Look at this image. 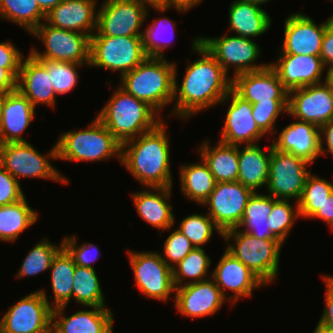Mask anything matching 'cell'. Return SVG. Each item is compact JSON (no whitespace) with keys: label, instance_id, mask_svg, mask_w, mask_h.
<instances>
[{"label":"cell","instance_id":"6da1fadb","mask_svg":"<svg viewBox=\"0 0 333 333\" xmlns=\"http://www.w3.org/2000/svg\"><path fill=\"white\" fill-rule=\"evenodd\" d=\"M192 50L200 56L186 68V73L179 86L177 66L174 72V110L170 115L187 119L204 109L219 104L231 90L232 78L223 70L217 60L199 43V38L193 39ZM176 100V101H175Z\"/></svg>","mask_w":333,"mask_h":333},{"label":"cell","instance_id":"7a4b0ae2","mask_svg":"<svg viewBox=\"0 0 333 333\" xmlns=\"http://www.w3.org/2000/svg\"><path fill=\"white\" fill-rule=\"evenodd\" d=\"M162 121L154 129L121 144V161L145 187H172L169 136Z\"/></svg>","mask_w":333,"mask_h":333},{"label":"cell","instance_id":"3957f363","mask_svg":"<svg viewBox=\"0 0 333 333\" xmlns=\"http://www.w3.org/2000/svg\"><path fill=\"white\" fill-rule=\"evenodd\" d=\"M96 117L121 144L163 121L147 102L128 94L120 86Z\"/></svg>","mask_w":333,"mask_h":333},{"label":"cell","instance_id":"277c9868","mask_svg":"<svg viewBox=\"0 0 333 333\" xmlns=\"http://www.w3.org/2000/svg\"><path fill=\"white\" fill-rule=\"evenodd\" d=\"M176 63L165 57H147L132 71L121 77V88L135 98L147 102L159 114L173 102Z\"/></svg>","mask_w":333,"mask_h":333},{"label":"cell","instance_id":"5b68a950","mask_svg":"<svg viewBox=\"0 0 333 333\" xmlns=\"http://www.w3.org/2000/svg\"><path fill=\"white\" fill-rule=\"evenodd\" d=\"M55 143L57 160L92 162L116 155L121 161V143L97 117L87 129L66 131Z\"/></svg>","mask_w":333,"mask_h":333},{"label":"cell","instance_id":"8992f818","mask_svg":"<svg viewBox=\"0 0 333 333\" xmlns=\"http://www.w3.org/2000/svg\"><path fill=\"white\" fill-rule=\"evenodd\" d=\"M226 250L247 266L265 285L277 278L279 271L280 249L283 245L279 240L259 239L248 232L233 228L223 232Z\"/></svg>","mask_w":333,"mask_h":333},{"label":"cell","instance_id":"52a82bcc","mask_svg":"<svg viewBox=\"0 0 333 333\" xmlns=\"http://www.w3.org/2000/svg\"><path fill=\"white\" fill-rule=\"evenodd\" d=\"M147 57L143 36L90 37L89 66L120 71L122 77Z\"/></svg>","mask_w":333,"mask_h":333},{"label":"cell","instance_id":"ba28073f","mask_svg":"<svg viewBox=\"0 0 333 333\" xmlns=\"http://www.w3.org/2000/svg\"><path fill=\"white\" fill-rule=\"evenodd\" d=\"M48 159H57L56 143L46 156L39 153L29 142L0 144V165L17 181L20 177H32L68 183V179L63 177Z\"/></svg>","mask_w":333,"mask_h":333},{"label":"cell","instance_id":"9c48e42d","mask_svg":"<svg viewBox=\"0 0 333 333\" xmlns=\"http://www.w3.org/2000/svg\"><path fill=\"white\" fill-rule=\"evenodd\" d=\"M31 34L42 41L45 52L31 49L35 59L87 64L89 66L90 37L77 31L55 28L45 21ZM38 50V51H37Z\"/></svg>","mask_w":333,"mask_h":333},{"label":"cell","instance_id":"30bf717a","mask_svg":"<svg viewBox=\"0 0 333 333\" xmlns=\"http://www.w3.org/2000/svg\"><path fill=\"white\" fill-rule=\"evenodd\" d=\"M101 5L92 36H143L139 29L148 17L147 7L152 5L142 0H105Z\"/></svg>","mask_w":333,"mask_h":333},{"label":"cell","instance_id":"8fae6325","mask_svg":"<svg viewBox=\"0 0 333 333\" xmlns=\"http://www.w3.org/2000/svg\"><path fill=\"white\" fill-rule=\"evenodd\" d=\"M310 163L290 152L274 149L272 146L269 177L266 189L275 199H297L299 201L307 177L311 173L307 169Z\"/></svg>","mask_w":333,"mask_h":333},{"label":"cell","instance_id":"7c38bea8","mask_svg":"<svg viewBox=\"0 0 333 333\" xmlns=\"http://www.w3.org/2000/svg\"><path fill=\"white\" fill-rule=\"evenodd\" d=\"M51 302L45 290L21 298L0 320V333H45L52 325Z\"/></svg>","mask_w":333,"mask_h":333},{"label":"cell","instance_id":"4fadbf2b","mask_svg":"<svg viewBox=\"0 0 333 333\" xmlns=\"http://www.w3.org/2000/svg\"><path fill=\"white\" fill-rule=\"evenodd\" d=\"M137 289L146 297L167 301L175 291L172 268L158 252L127 251Z\"/></svg>","mask_w":333,"mask_h":333},{"label":"cell","instance_id":"5bb4252c","mask_svg":"<svg viewBox=\"0 0 333 333\" xmlns=\"http://www.w3.org/2000/svg\"><path fill=\"white\" fill-rule=\"evenodd\" d=\"M199 43L217 60L227 74L231 64L235 68L234 76L244 72L258 71L268 65H256L260 47L252 38L225 34L218 38L200 36Z\"/></svg>","mask_w":333,"mask_h":333},{"label":"cell","instance_id":"9a60e30c","mask_svg":"<svg viewBox=\"0 0 333 333\" xmlns=\"http://www.w3.org/2000/svg\"><path fill=\"white\" fill-rule=\"evenodd\" d=\"M254 192L240 182H217L209 197L201 206H207L208 215L223 233L237 228L248 199Z\"/></svg>","mask_w":333,"mask_h":333},{"label":"cell","instance_id":"2e32d148","mask_svg":"<svg viewBox=\"0 0 333 333\" xmlns=\"http://www.w3.org/2000/svg\"><path fill=\"white\" fill-rule=\"evenodd\" d=\"M288 115L321 127L333 121V90L326 82L289 91Z\"/></svg>","mask_w":333,"mask_h":333},{"label":"cell","instance_id":"e0dca14e","mask_svg":"<svg viewBox=\"0 0 333 333\" xmlns=\"http://www.w3.org/2000/svg\"><path fill=\"white\" fill-rule=\"evenodd\" d=\"M231 89L251 104L258 102H288L289 91L275 70L268 64L258 71L244 72L232 77Z\"/></svg>","mask_w":333,"mask_h":333},{"label":"cell","instance_id":"ac0fdd59","mask_svg":"<svg viewBox=\"0 0 333 333\" xmlns=\"http://www.w3.org/2000/svg\"><path fill=\"white\" fill-rule=\"evenodd\" d=\"M284 24L280 54L320 55L325 29L331 24L330 17L318 26L311 17L298 12L285 19Z\"/></svg>","mask_w":333,"mask_h":333},{"label":"cell","instance_id":"d6986e66","mask_svg":"<svg viewBox=\"0 0 333 333\" xmlns=\"http://www.w3.org/2000/svg\"><path fill=\"white\" fill-rule=\"evenodd\" d=\"M174 300L179 314L194 319L215 314L226 302L212 277L175 288Z\"/></svg>","mask_w":333,"mask_h":333},{"label":"cell","instance_id":"ffe728a7","mask_svg":"<svg viewBox=\"0 0 333 333\" xmlns=\"http://www.w3.org/2000/svg\"><path fill=\"white\" fill-rule=\"evenodd\" d=\"M229 98L231 103L226 113L220 141L235 146H240L242 143L256 145V141L265 134L253 118L252 104L243 100L232 89L220 103H225Z\"/></svg>","mask_w":333,"mask_h":333},{"label":"cell","instance_id":"44dd1931","mask_svg":"<svg viewBox=\"0 0 333 333\" xmlns=\"http://www.w3.org/2000/svg\"><path fill=\"white\" fill-rule=\"evenodd\" d=\"M211 274L223 297L234 305L242 297H251L253 290L265 286L247 266L226 249ZM226 290L233 292L229 298L225 293Z\"/></svg>","mask_w":333,"mask_h":333},{"label":"cell","instance_id":"7402d4cb","mask_svg":"<svg viewBox=\"0 0 333 333\" xmlns=\"http://www.w3.org/2000/svg\"><path fill=\"white\" fill-rule=\"evenodd\" d=\"M279 55L277 62L268 64L275 70L288 91L322 82L325 66L320 56Z\"/></svg>","mask_w":333,"mask_h":333},{"label":"cell","instance_id":"603a6c76","mask_svg":"<svg viewBox=\"0 0 333 333\" xmlns=\"http://www.w3.org/2000/svg\"><path fill=\"white\" fill-rule=\"evenodd\" d=\"M97 0H63L45 18L55 28L77 31L92 36L97 29Z\"/></svg>","mask_w":333,"mask_h":333},{"label":"cell","instance_id":"cb8c5ba5","mask_svg":"<svg viewBox=\"0 0 333 333\" xmlns=\"http://www.w3.org/2000/svg\"><path fill=\"white\" fill-rule=\"evenodd\" d=\"M67 306L52 310V327L59 333H112L113 313L106 307L89 306L92 310H81L66 317Z\"/></svg>","mask_w":333,"mask_h":333},{"label":"cell","instance_id":"d4e9b609","mask_svg":"<svg viewBox=\"0 0 333 333\" xmlns=\"http://www.w3.org/2000/svg\"><path fill=\"white\" fill-rule=\"evenodd\" d=\"M277 137L272 141L274 149L290 152L310 164L321 155L319 127L312 123L300 120L290 123Z\"/></svg>","mask_w":333,"mask_h":333},{"label":"cell","instance_id":"484cf974","mask_svg":"<svg viewBox=\"0 0 333 333\" xmlns=\"http://www.w3.org/2000/svg\"><path fill=\"white\" fill-rule=\"evenodd\" d=\"M17 90L35 107L46 104L55 108L56 94L46 67L31 54L23 59L17 77Z\"/></svg>","mask_w":333,"mask_h":333},{"label":"cell","instance_id":"4316f807","mask_svg":"<svg viewBox=\"0 0 333 333\" xmlns=\"http://www.w3.org/2000/svg\"><path fill=\"white\" fill-rule=\"evenodd\" d=\"M35 107L18 90L8 93L0 118V144L27 142L22 137L34 118Z\"/></svg>","mask_w":333,"mask_h":333},{"label":"cell","instance_id":"83f0119b","mask_svg":"<svg viewBox=\"0 0 333 333\" xmlns=\"http://www.w3.org/2000/svg\"><path fill=\"white\" fill-rule=\"evenodd\" d=\"M149 190L132 194L137 213L152 227L169 230L176 221L169 202L172 187H149Z\"/></svg>","mask_w":333,"mask_h":333},{"label":"cell","instance_id":"f1b7e54d","mask_svg":"<svg viewBox=\"0 0 333 333\" xmlns=\"http://www.w3.org/2000/svg\"><path fill=\"white\" fill-rule=\"evenodd\" d=\"M239 147L237 181L253 192H257V189L266 186L268 182L272 144L267 154L259 144L246 145L242 149Z\"/></svg>","mask_w":333,"mask_h":333},{"label":"cell","instance_id":"f546056e","mask_svg":"<svg viewBox=\"0 0 333 333\" xmlns=\"http://www.w3.org/2000/svg\"><path fill=\"white\" fill-rule=\"evenodd\" d=\"M271 18L260 6L246 0H234L229 8V29L244 38L264 34L271 26Z\"/></svg>","mask_w":333,"mask_h":333},{"label":"cell","instance_id":"4dcf8cb0","mask_svg":"<svg viewBox=\"0 0 333 333\" xmlns=\"http://www.w3.org/2000/svg\"><path fill=\"white\" fill-rule=\"evenodd\" d=\"M204 141L197 149L200 158L208 165L216 182H237L238 146L219 141L213 147Z\"/></svg>","mask_w":333,"mask_h":333},{"label":"cell","instance_id":"1f68e13d","mask_svg":"<svg viewBox=\"0 0 333 333\" xmlns=\"http://www.w3.org/2000/svg\"><path fill=\"white\" fill-rule=\"evenodd\" d=\"M273 208V197L254 192L248 199L242 220L237 228L259 239L278 240L270 231L268 216ZM246 227V230H242Z\"/></svg>","mask_w":333,"mask_h":333},{"label":"cell","instance_id":"d6a6232c","mask_svg":"<svg viewBox=\"0 0 333 333\" xmlns=\"http://www.w3.org/2000/svg\"><path fill=\"white\" fill-rule=\"evenodd\" d=\"M202 163L186 164L180 169V188L185 197L202 205L216 185V180L208 165Z\"/></svg>","mask_w":333,"mask_h":333},{"label":"cell","instance_id":"836d02e7","mask_svg":"<svg viewBox=\"0 0 333 333\" xmlns=\"http://www.w3.org/2000/svg\"><path fill=\"white\" fill-rule=\"evenodd\" d=\"M75 267L72 256L62 247L54 256L50 267L51 288L54 294V303L51 305L53 309L67 306L72 299Z\"/></svg>","mask_w":333,"mask_h":333},{"label":"cell","instance_id":"e575fe53","mask_svg":"<svg viewBox=\"0 0 333 333\" xmlns=\"http://www.w3.org/2000/svg\"><path fill=\"white\" fill-rule=\"evenodd\" d=\"M26 197L18 202L0 206V240L13 242L38 220V214L27 203Z\"/></svg>","mask_w":333,"mask_h":333},{"label":"cell","instance_id":"d590c367","mask_svg":"<svg viewBox=\"0 0 333 333\" xmlns=\"http://www.w3.org/2000/svg\"><path fill=\"white\" fill-rule=\"evenodd\" d=\"M0 18L11 20L32 33L45 21L46 15L36 0H0Z\"/></svg>","mask_w":333,"mask_h":333},{"label":"cell","instance_id":"8d00e7d4","mask_svg":"<svg viewBox=\"0 0 333 333\" xmlns=\"http://www.w3.org/2000/svg\"><path fill=\"white\" fill-rule=\"evenodd\" d=\"M72 298L81 305L105 307L104 295L95 269L75 267Z\"/></svg>","mask_w":333,"mask_h":333},{"label":"cell","instance_id":"74e56055","mask_svg":"<svg viewBox=\"0 0 333 333\" xmlns=\"http://www.w3.org/2000/svg\"><path fill=\"white\" fill-rule=\"evenodd\" d=\"M211 265V259L205 253L203 248H194L183 260L172 268L173 284L175 288L188 283H195L208 278V267ZM205 276V277H204ZM192 279L189 282H183L184 279Z\"/></svg>","mask_w":333,"mask_h":333},{"label":"cell","instance_id":"f35d334b","mask_svg":"<svg viewBox=\"0 0 333 333\" xmlns=\"http://www.w3.org/2000/svg\"><path fill=\"white\" fill-rule=\"evenodd\" d=\"M332 191L333 183L310 173L297 202L300 217L311 219Z\"/></svg>","mask_w":333,"mask_h":333},{"label":"cell","instance_id":"ab89813d","mask_svg":"<svg viewBox=\"0 0 333 333\" xmlns=\"http://www.w3.org/2000/svg\"><path fill=\"white\" fill-rule=\"evenodd\" d=\"M62 247L63 241L57 246V244H53L47 238H44L33 246L25 257L16 278L37 275L50 269L54 256Z\"/></svg>","mask_w":333,"mask_h":333},{"label":"cell","instance_id":"60d3db41","mask_svg":"<svg viewBox=\"0 0 333 333\" xmlns=\"http://www.w3.org/2000/svg\"><path fill=\"white\" fill-rule=\"evenodd\" d=\"M294 207L290 204V200L273 198V208L267 219L271 233L281 243L285 242L293 224L300 217L297 202Z\"/></svg>","mask_w":333,"mask_h":333},{"label":"cell","instance_id":"b9f144b4","mask_svg":"<svg viewBox=\"0 0 333 333\" xmlns=\"http://www.w3.org/2000/svg\"><path fill=\"white\" fill-rule=\"evenodd\" d=\"M214 229L222 237L223 233L208 214L188 215L178 227V230L191 241L195 248H202L211 239Z\"/></svg>","mask_w":333,"mask_h":333},{"label":"cell","instance_id":"7bdbcfd3","mask_svg":"<svg viewBox=\"0 0 333 333\" xmlns=\"http://www.w3.org/2000/svg\"><path fill=\"white\" fill-rule=\"evenodd\" d=\"M175 27L176 21L167 17L154 19L153 23L143 32L144 49L148 57H165L162 53L168 47V44L170 45L171 38H164L163 31L167 30L170 37L173 38Z\"/></svg>","mask_w":333,"mask_h":333},{"label":"cell","instance_id":"ee69618b","mask_svg":"<svg viewBox=\"0 0 333 333\" xmlns=\"http://www.w3.org/2000/svg\"><path fill=\"white\" fill-rule=\"evenodd\" d=\"M37 60L46 67L54 92L60 95L74 89L79 79L77 68L78 66L82 67V65H86L46 59Z\"/></svg>","mask_w":333,"mask_h":333},{"label":"cell","instance_id":"f6af8a7d","mask_svg":"<svg viewBox=\"0 0 333 333\" xmlns=\"http://www.w3.org/2000/svg\"><path fill=\"white\" fill-rule=\"evenodd\" d=\"M252 115L259 127L264 133L272 132L274 135L275 121L281 115V112L288 114V102H258L252 104Z\"/></svg>","mask_w":333,"mask_h":333},{"label":"cell","instance_id":"bcb514c9","mask_svg":"<svg viewBox=\"0 0 333 333\" xmlns=\"http://www.w3.org/2000/svg\"><path fill=\"white\" fill-rule=\"evenodd\" d=\"M195 247L178 229L168 235L164 243L162 260L171 268L183 260ZM174 264V265H173Z\"/></svg>","mask_w":333,"mask_h":333},{"label":"cell","instance_id":"7dc6e473","mask_svg":"<svg viewBox=\"0 0 333 333\" xmlns=\"http://www.w3.org/2000/svg\"><path fill=\"white\" fill-rule=\"evenodd\" d=\"M76 236H65L63 239V247L72 256L76 266L94 269L93 265L96 262L98 255V247L92 243H83L77 246Z\"/></svg>","mask_w":333,"mask_h":333},{"label":"cell","instance_id":"c3c4849f","mask_svg":"<svg viewBox=\"0 0 333 333\" xmlns=\"http://www.w3.org/2000/svg\"><path fill=\"white\" fill-rule=\"evenodd\" d=\"M17 181L0 165V206L18 202L25 197Z\"/></svg>","mask_w":333,"mask_h":333},{"label":"cell","instance_id":"681fc988","mask_svg":"<svg viewBox=\"0 0 333 333\" xmlns=\"http://www.w3.org/2000/svg\"><path fill=\"white\" fill-rule=\"evenodd\" d=\"M22 58L20 51L13 43L0 42V67L20 68Z\"/></svg>","mask_w":333,"mask_h":333},{"label":"cell","instance_id":"f907efd6","mask_svg":"<svg viewBox=\"0 0 333 333\" xmlns=\"http://www.w3.org/2000/svg\"><path fill=\"white\" fill-rule=\"evenodd\" d=\"M322 278L326 286V295H324L326 305L318 323L333 331V276L323 275Z\"/></svg>","mask_w":333,"mask_h":333},{"label":"cell","instance_id":"816d5d0a","mask_svg":"<svg viewBox=\"0 0 333 333\" xmlns=\"http://www.w3.org/2000/svg\"><path fill=\"white\" fill-rule=\"evenodd\" d=\"M20 68L0 67V93L8 94L17 90V77Z\"/></svg>","mask_w":333,"mask_h":333},{"label":"cell","instance_id":"f5cc1de1","mask_svg":"<svg viewBox=\"0 0 333 333\" xmlns=\"http://www.w3.org/2000/svg\"><path fill=\"white\" fill-rule=\"evenodd\" d=\"M320 58L324 66L333 64V25L330 24L324 32L322 38V47L320 52Z\"/></svg>","mask_w":333,"mask_h":333},{"label":"cell","instance_id":"db71d44e","mask_svg":"<svg viewBox=\"0 0 333 333\" xmlns=\"http://www.w3.org/2000/svg\"><path fill=\"white\" fill-rule=\"evenodd\" d=\"M201 1L202 0H163V6L152 5V7L158 12H165L173 6L178 12L183 13L190 10L192 7L197 6Z\"/></svg>","mask_w":333,"mask_h":333},{"label":"cell","instance_id":"11a10c76","mask_svg":"<svg viewBox=\"0 0 333 333\" xmlns=\"http://www.w3.org/2000/svg\"><path fill=\"white\" fill-rule=\"evenodd\" d=\"M311 218L322 219L333 229V191Z\"/></svg>","mask_w":333,"mask_h":333},{"label":"cell","instance_id":"9f6ffc18","mask_svg":"<svg viewBox=\"0 0 333 333\" xmlns=\"http://www.w3.org/2000/svg\"><path fill=\"white\" fill-rule=\"evenodd\" d=\"M320 131V150L321 154L331 153L333 155V121L319 128ZM327 142V150L323 148L324 142ZM327 151V152H326Z\"/></svg>","mask_w":333,"mask_h":333},{"label":"cell","instance_id":"6f0895ef","mask_svg":"<svg viewBox=\"0 0 333 333\" xmlns=\"http://www.w3.org/2000/svg\"><path fill=\"white\" fill-rule=\"evenodd\" d=\"M41 11L47 15L55 6L63 0H36Z\"/></svg>","mask_w":333,"mask_h":333},{"label":"cell","instance_id":"680465c9","mask_svg":"<svg viewBox=\"0 0 333 333\" xmlns=\"http://www.w3.org/2000/svg\"><path fill=\"white\" fill-rule=\"evenodd\" d=\"M328 71L326 73L325 82L329 85V87L333 90V64L329 65Z\"/></svg>","mask_w":333,"mask_h":333},{"label":"cell","instance_id":"91938a15","mask_svg":"<svg viewBox=\"0 0 333 333\" xmlns=\"http://www.w3.org/2000/svg\"><path fill=\"white\" fill-rule=\"evenodd\" d=\"M313 333H333V331L318 323Z\"/></svg>","mask_w":333,"mask_h":333},{"label":"cell","instance_id":"94428289","mask_svg":"<svg viewBox=\"0 0 333 333\" xmlns=\"http://www.w3.org/2000/svg\"><path fill=\"white\" fill-rule=\"evenodd\" d=\"M147 2L150 5H160L163 6V0H142Z\"/></svg>","mask_w":333,"mask_h":333},{"label":"cell","instance_id":"6125c7cd","mask_svg":"<svg viewBox=\"0 0 333 333\" xmlns=\"http://www.w3.org/2000/svg\"><path fill=\"white\" fill-rule=\"evenodd\" d=\"M6 96H7V94L0 93V118H1V114H2L3 103L6 99Z\"/></svg>","mask_w":333,"mask_h":333},{"label":"cell","instance_id":"be15d7a7","mask_svg":"<svg viewBox=\"0 0 333 333\" xmlns=\"http://www.w3.org/2000/svg\"><path fill=\"white\" fill-rule=\"evenodd\" d=\"M246 1H249V2H251V3H253V4H255V5H258V6H260L261 7V5L263 4V3H267L268 1H270V0H246Z\"/></svg>","mask_w":333,"mask_h":333},{"label":"cell","instance_id":"e7e4bbea","mask_svg":"<svg viewBox=\"0 0 333 333\" xmlns=\"http://www.w3.org/2000/svg\"><path fill=\"white\" fill-rule=\"evenodd\" d=\"M49 333H59L52 326L49 328Z\"/></svg>","mask_w":333,"mask_h":333},{"label":"cell","instance_id":"03108f58","mask_svg":"<svg viewBox=\"0 0 333 333\" xmlns=\"http://www.w3.org/2000/svg\"><path fill=\"white\" fill-rule=\"evenodd\" d=\"M331 24L333 25V14L330 16Z\"/></svg>","mask_w":333,"mask_h":333}]
</instances>
